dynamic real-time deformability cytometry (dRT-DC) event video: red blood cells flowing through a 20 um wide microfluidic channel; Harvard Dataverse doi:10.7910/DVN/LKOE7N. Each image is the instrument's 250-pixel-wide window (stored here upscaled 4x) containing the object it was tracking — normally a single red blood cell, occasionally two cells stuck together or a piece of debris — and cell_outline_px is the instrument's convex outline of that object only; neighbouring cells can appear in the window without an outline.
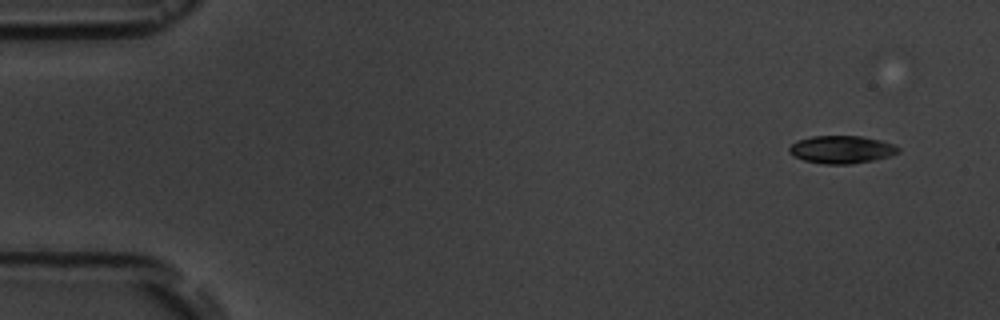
{"species": "common noctule bat (a hibernating species)", "species_latin": "Nyctalus noctula", "temperature_condition": "room temperature", "stored_images_in_passage": 5, "camera_frame_rate_fps": 3000, "um_per_image_px": 0.085, "animal": {"sex": "male", "body_mass_g": 19.5, "forearm_length_mm": 54.6}, "frame": {"image": 1, "passage_image": 1, "time_ms": 0.0, "image_size_px": [1000, 320], "cell_outline_px": [[900, 152], [888, 156], [872, 160], [852, 164], [824, 164], [804, 160], [792, 156], [788, 152], [788, 148], [796, 140], [812, 136], [860, 136], [880, 140], [892, 144], [900, 148]], "centroid_in_image_um": [71.49, 12.71], "position_along_channel_um": 13.5, "area_um2": 17.63}}
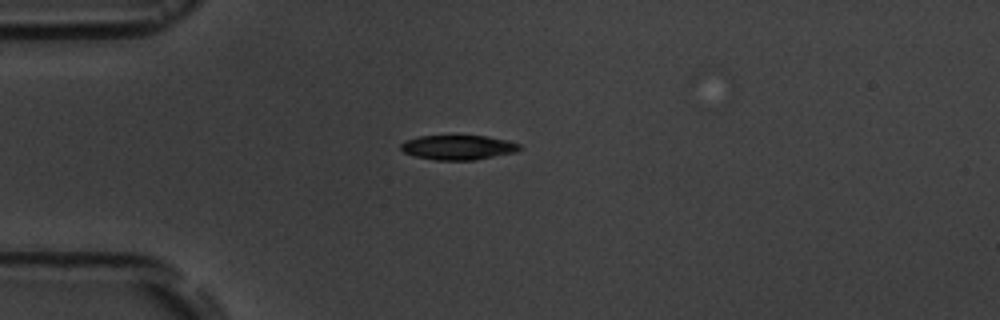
{"frame": {"image": 2, "passage_image": 4, "time_ms": 3.667, "image_size_px": [1000, 320], "cell_outline_px": [[520, 148], [516, 152], [476, 160], [436, 160], [416, 156], [404, 152], [400, 148], [400, 144], [404, 140], [420, 136], [488, 136], [508, 140], [520, 144]], "centroid_in_image_um": [38.95, 12.53], "position_along_channel_um": 46.1, "area_um2": 17.05}}